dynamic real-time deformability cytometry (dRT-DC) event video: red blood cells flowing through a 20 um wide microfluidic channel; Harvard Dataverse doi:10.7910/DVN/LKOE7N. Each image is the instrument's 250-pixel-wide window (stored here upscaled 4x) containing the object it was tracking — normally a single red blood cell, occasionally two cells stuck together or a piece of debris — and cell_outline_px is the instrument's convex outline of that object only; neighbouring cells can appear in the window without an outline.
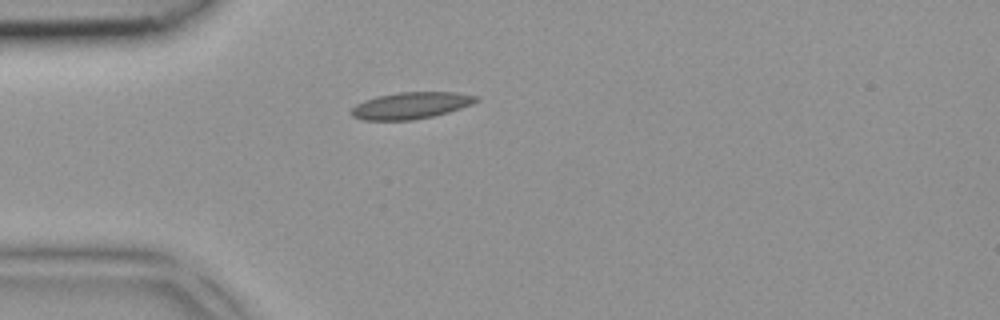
{"species": "common noctule bat (a hibernating species)", "species_latin": "Nyctalus noctula", "temperature_condition": "room temperature", "stored_images_in_passage": 1, "camera_frame_rate_fps": 3000, "um_per_image_px": 0.085, "animal": {"sex": "female", "body_mass_g": 18.4}, "frame": {"image": 1, "passage_image": 1, "time_ms": 0.0, "image_size_px": [1000, 320], "cell_outline_px": [[480, 100], [472, 104], [448, 112], [432, 116], [412, 120], [364, 120], [352, 116], [352, 108], [356, 104], [364, 100], [376, 96], [400, 92], [456, 92], [476, 96]], "centroid_in_image_um": [34.92, 8.96], "position_along_channel_um": 50.1, "area_um2": 19.31}}